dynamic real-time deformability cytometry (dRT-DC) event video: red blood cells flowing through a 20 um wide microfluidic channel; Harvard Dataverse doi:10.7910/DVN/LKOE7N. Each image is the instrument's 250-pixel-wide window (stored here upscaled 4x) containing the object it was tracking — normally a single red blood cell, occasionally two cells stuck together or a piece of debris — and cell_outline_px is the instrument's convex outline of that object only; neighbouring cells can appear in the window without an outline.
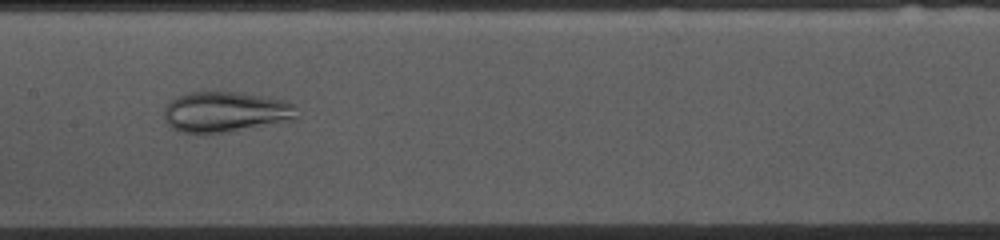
{"species": "common noctule bat (a hibernating species)", "species_latin": "Nyctalus noctula", "temperature_condition": "cold", "stored_images_in_passage": 53, "camera_frame_rate_fps": 3000, "um_per_image_px": 0.085, "animal": {"sex": "female", "body_mass_g": 10.0, "forearm_length_mm": 53.1}, "frame": {"image": 1, "passage_image": 25, "time_ms": 8.0, "image_size_px": [1000, 240], "cell_outline_px": [[296, 120], [224, 132], [180, 132], [172, 128], [164, 120], [164, 108], [176, 96], [188, 92], [240, 92], [268, 96], [288, 100], [296, 104]], "centroid_in_image_um": [19.22, 9.49], "position_along_channel_um": 188.2, "area_um2": 31.56}}
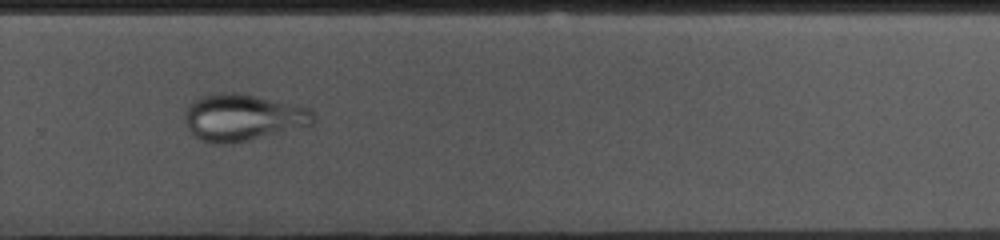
{"frame": {"image": 2, "passage_image": 35, "time_ms": 11.333, "image_size_px": [1000, 240], "cell_outline_px": [[316, 120], [308, 128], [232, 144], [216, 144], [200, 140], [188, 128], [184, 120], [184, 112], [192, 100], [200, 96], [220, 92], [244, 92], [308, 108], [316, 116]], "centroid_in_image_um": [20.67, 9.99], "position_along_channel_um": 309.1, "area_um2": 36.07}}
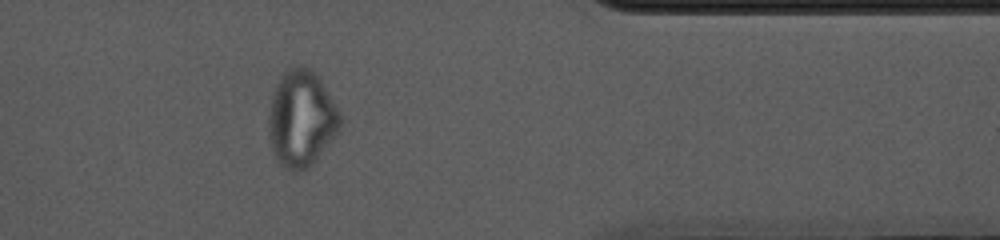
{"frame": {"image": 3, "passage_image": 43, "time_ms": 14.0, "image_size_px": [1000, 240], "cell_outline_px": [[344, 120], [340, 132], [312, 164], [304, 172], [292, 172], [284, 168], [280, 164], [272, 152], [268, 132], [268, 112], [272, 92], [280, 76], [288, 68], [308, 68], [316, 72], [320, 76], [344, 116]], "centroid_in_image_um": [25.66, 10.11], "position_along_channel_um": 385.7, "area_um2": 41.44}}